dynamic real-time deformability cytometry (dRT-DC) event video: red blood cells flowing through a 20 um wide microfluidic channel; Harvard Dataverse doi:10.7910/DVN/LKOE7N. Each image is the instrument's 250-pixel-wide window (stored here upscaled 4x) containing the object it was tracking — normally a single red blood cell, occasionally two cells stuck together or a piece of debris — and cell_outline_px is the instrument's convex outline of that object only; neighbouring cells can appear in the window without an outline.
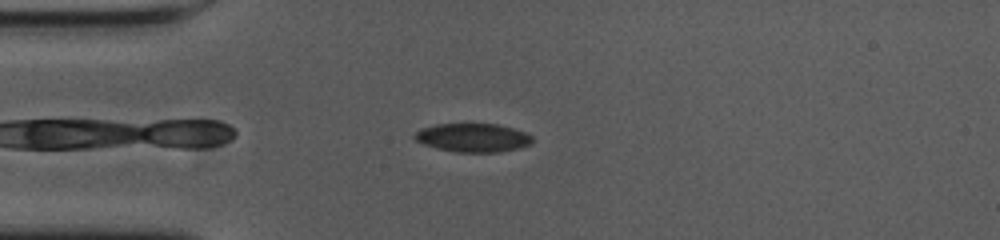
{"species": "common noctule bat (a hibernating species)", "species_latin": "Nyctalus noctula", "temperature_condition": "cold", "stored_images_in_passage": 46, "camera_frame_rate_fps": 3000, "um_per_image_px": 0.085, "animal": {"sex": "female", "body_mass_g": 23.0, "forearm_length_mm": 53.4}, "frame": {"image": 1, "passage_image": 4, "time_ms": 1.0, "image_size_px": [1000, 240], "cell_outline_px": [[532, 144], [520, 148], [500, 152], [456, 152], [436, 148], [424, 144], [416, 140], [412, 136], [420, 128], [436, 124], [496, 124], [512, 128], [524, 132], [532, 136]], "centroid_in_image_um": [40.19, 11.71], "position_along_channel_um": 44.8, "area_um2": 19.65}}
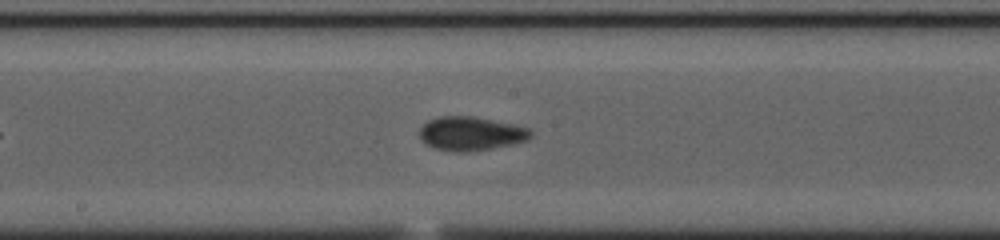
{"frame": {"image": 2, "passage_image": 19, "time_ms": 6.0, "image_size_px": [1000, 240], "cell_outline_px": [[532, 136], [528, 140], [512, 144], [464, 152], [452, 152], [432, 148], [420, 136], [420, 128], [428, 120], [440, 116], [472, 116], [512, 124], [528, 128], [532, 132]], "centroid_in_image_um": [40.01, 11.35], "position_along_channel_um": 208.2, "area_um2": 21.68}}
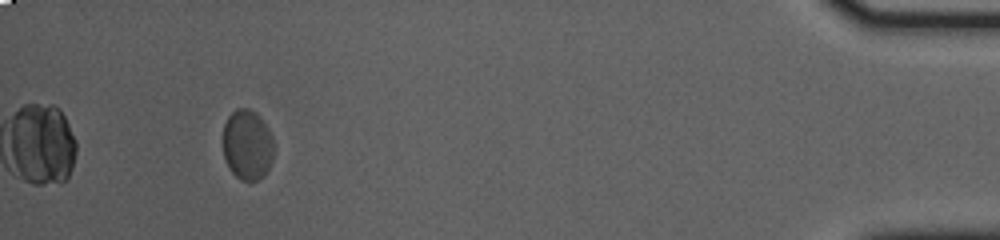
{"frame": {"image": 3, "passage_image": 42, "time_ms": 13.667, "image_size_px": [1000, 240], "cell_outline_px": [[272, 160], [264, 176], [260, 180], [240, 180], [228, 168], [224, 156], [224, 124], [228, 116], [236, 108], [248, 108], [256, 112], [260, 116], [268, 128], [272, 136]], "centroid_in_image_um": [21.02, 12.3], "position_along_channel_um": 414.2, "area_um2": 20.81}, "authors_computed_cell_mechanics": {"area_um2": 20.8658, "velocity_mm_per_s": 3.5963, "shape_relaxation_time_tau1_ms": 4.1358, "shape_relaxation_time_tau2_ms": 1.7951, "deformation_change_tau1": 0.0954, "deformation_change_tau2": 0.0618}}